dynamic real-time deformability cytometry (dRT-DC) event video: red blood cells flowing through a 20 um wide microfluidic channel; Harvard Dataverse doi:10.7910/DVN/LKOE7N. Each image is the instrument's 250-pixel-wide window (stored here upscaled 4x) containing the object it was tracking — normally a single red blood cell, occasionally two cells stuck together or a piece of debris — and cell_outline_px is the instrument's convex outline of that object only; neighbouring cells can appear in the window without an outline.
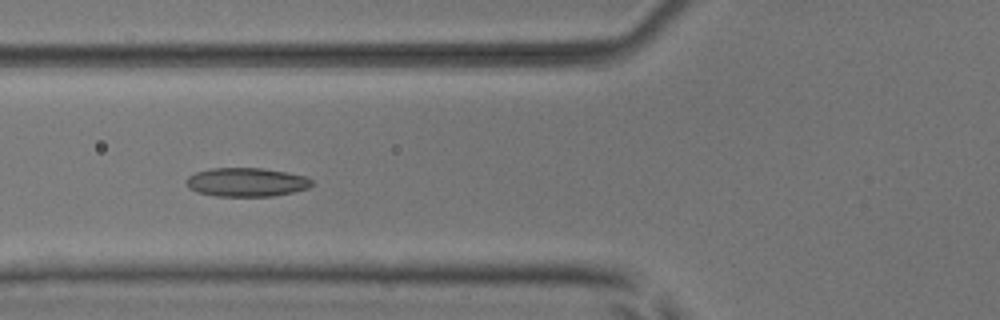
{"species": "common noctule bat (a hibernating species)", "species_latin": "Nyctalus noctula", "temperature_condition": "room temperature", "stored_images_in_passage": 8, "camera_frame_rate_fps": 3000, "um_per_image_px": 0.085, "animal": {"sex": "male", "body_mass_g": 17.9, "forearm_length_mm": 54.2}, "frame": {"image": 1, "passage_image": 6, "time_ms": 5.667, "image_size_px": [1000, 320], "cell_outline_px": [[312, 184], [308, 188], [292, 192], [272, 196], [216, 196], [196, 192], [188, 188], [188, 176], [196, 172], [212, 168], [264, 168], [288, 172], [304, 176], [312, 180]], "centroid_in_image_um": [20.95, 15.48], "position_along_channel_um": 104.8, "area_um2": 20.98}}
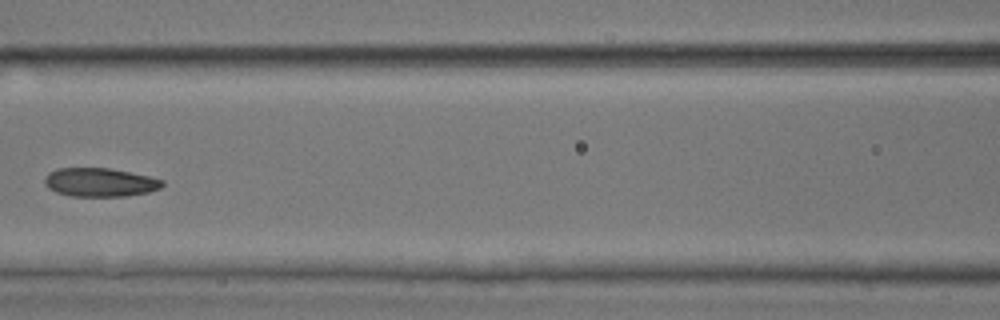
{"frame": {"image": 2, "passage_image": 7, "time_ms": 7.0, "image_size_px": [1000, 320], "cell_outline_px": [[164, 184], [160, 188], [148, 192], [128, 196], [72, 196], [56, 192], [48, 188], [44, 184], [44, 180], [48, 172], [56, 168], [108, 168], [148, 176], [164, 180]], "centroid_in_image_um": [8.47, 15.5], "position_along_channel_um": 158.1, "area_um2": 19.65}}
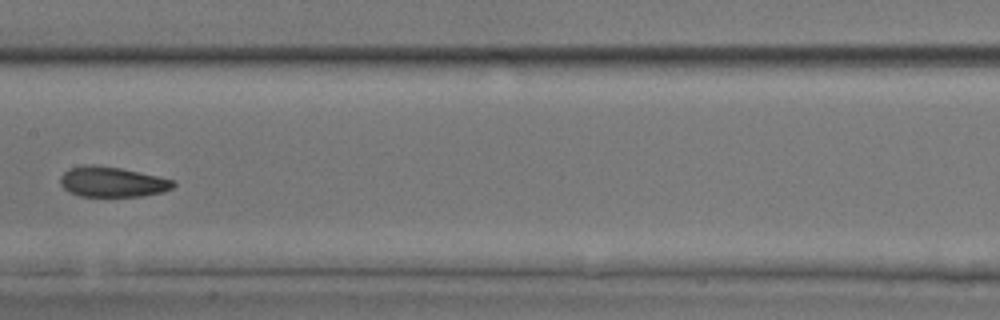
{"frame": {"image": 3, "passage_image": 8, "time_ms": 8.0, "image_size_px": [1000, 320], "cell_outline_px": [[176, 184], [172, 188], [164, 192], [144, 196], [80, 196], [68, 192], [60, 184], [60, 176], [68, 168], [84, 164], [92, 164], [120, 168], [176, 180]], "centroid_in_image_um": [9.53, 15.46], "position_along_channel_um": 197.9, "area_um2": 20.11}}